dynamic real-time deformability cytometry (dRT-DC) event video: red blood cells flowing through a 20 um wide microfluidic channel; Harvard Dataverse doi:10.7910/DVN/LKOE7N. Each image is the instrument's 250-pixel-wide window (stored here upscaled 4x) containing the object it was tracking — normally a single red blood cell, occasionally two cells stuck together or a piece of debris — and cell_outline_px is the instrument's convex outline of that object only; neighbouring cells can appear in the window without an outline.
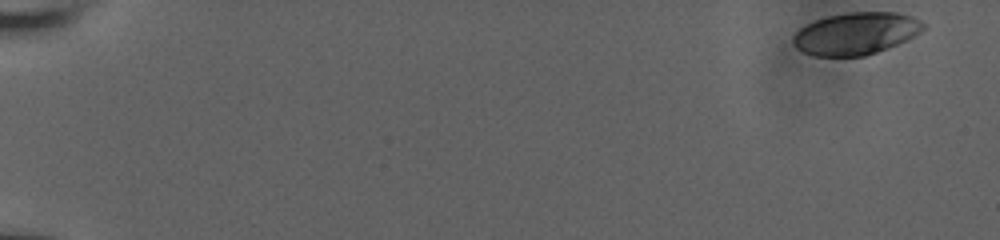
{"species": "human", "species_latin": "Homo sapiens", "temperature_condition": "room temperature", "stored_images_in_passage": 54, "camera_frame_rate_fps": 3000, "um_per_image_px": 0.085, "donor": {"sex": "male"}, "frame": {"image": 1, "passage_image": 1, "time_ms": 0.0, "image_size_px": [1000, 240], "cell_outline_px": [[928, 24], [920, 32], [896, 44], [876, 52], [864, 56], [816, 56], [804, 52], [796, 48], [792, 40], [792, 36], [800, 28], [816, 20], [828, 16], [852, 12], [896, 12], [912, 16]], "centroid_in_image_um": [72.75, 2.84], "position_along_channel_um": 12.2, "area_um2": 31.73}}
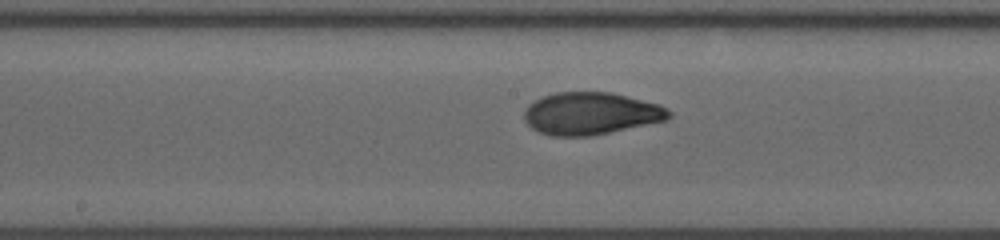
{"frame": {"image": 2, "passage_image": 30, "time_ms": 9.667, "image_size_px": [1000, 240], "cell_outline_px": [[672, 116], [668, 120], [588, 136], [552, 136], [540, 132], [532, 128], [524, 120], [524, 108], [528, 104], [544, 96], [556, 92], [612, 92], [660, 104], [668, 108], [672, 112]], "centroid_in_image_um": [50.24, 9.64], "position_along_channel_um": 198.0, "area_um2": 35.78}}
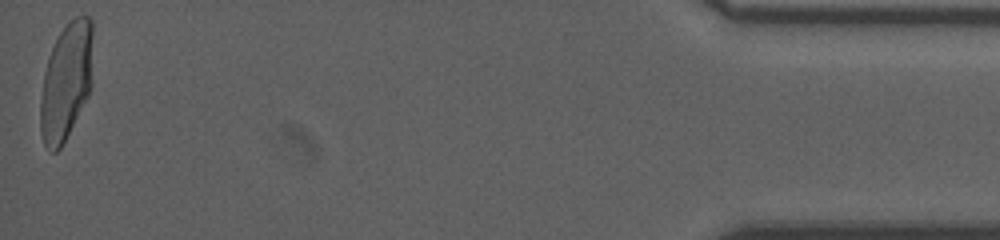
{"frame": {"image": 3, "passage_image": 54, "time_ms": 17.667, "image_size_px": [1000, 240], "cell_outline_px": [[92, 84], [88, 96], [60, 148], [56, 152], [48, 152], [44, 144], [40, 132], [40, 100], [44, 72], [48, 56], [60, 32], [76, 16], [88, 16], [92, 20]], "centroid_in_image_um": [5.62, 6.94], "position_along_channel_um": 429.6, "area_um2": 35.84}, "authors_computed_cell_mechanics": {"area_um2": 34.3043, "velocity_mm_per_s": 3.9222, "shape_relaxation_time_tau1_ms": 4.3994, "shape_relaxation_time_tau2_ms": 0.8121, "deformation_change_tau1": 0.1804, "deformation_change_tau2": 0.0497}}